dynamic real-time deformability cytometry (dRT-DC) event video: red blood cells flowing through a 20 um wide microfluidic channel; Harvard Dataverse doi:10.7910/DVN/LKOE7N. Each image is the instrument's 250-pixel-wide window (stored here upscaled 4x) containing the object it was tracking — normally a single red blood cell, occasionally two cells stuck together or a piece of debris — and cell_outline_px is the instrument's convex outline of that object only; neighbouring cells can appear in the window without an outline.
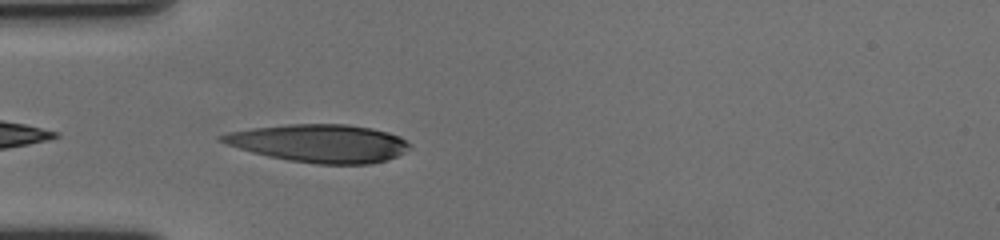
{"species": "human", "species_latin": "Homo sapiens", "temperature_condition": "cold", "stored_images_in_passage": 26, "camera_frame_rate_fps": 3000, "um_per_image_px": 0.085, "donor": {"sex": "female"}, "frame": {"image": 1, "passage_image": 2, "time_ms": 0.333, "image_size_px": [1000, 240], "cell_outline_px": [[412, 148], [396, 156], [372, 164], [316, 164], [288, 160], [268, 156], [252, 152], [228, 144], [220, 140], [216, 136], [228, 132], [252, 128], [288, 124], [348, 124], [372, 128], [388, 132], [400, 136], [412, 144]], "centroid_in_image_um": [27.18, 12.17], "position_along_channel_um": 57.8, "area_um2": 41.62}}
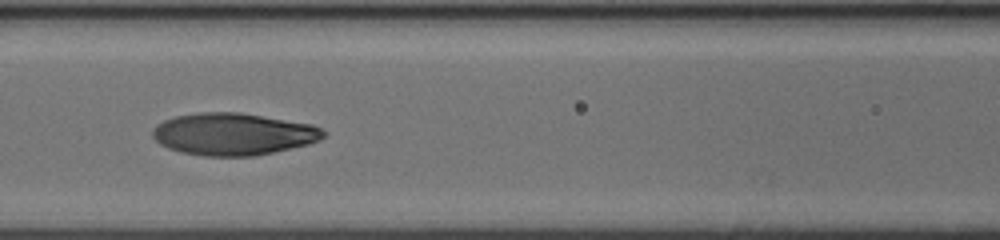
{"frame": {"image": 2, "passage_image": 10, "time_ms": 3.0, "image_size_px": [1000, 240], "cell_outline_px": [[324, 136], [320, 140], [308, 144], [256, 156], [204, 156], [180, 152], [168, 148], [160, 144], [152, 136], [152, 128], [156, 124], [164, 120], [176, 116], [200, 112], [240, 112], [312, 124], [320, 128], [324, 132]], "centroid_in_image_um": [19.8, 11.4], "position_along_channel_um": 146.8, "area_um2": 42.02}}
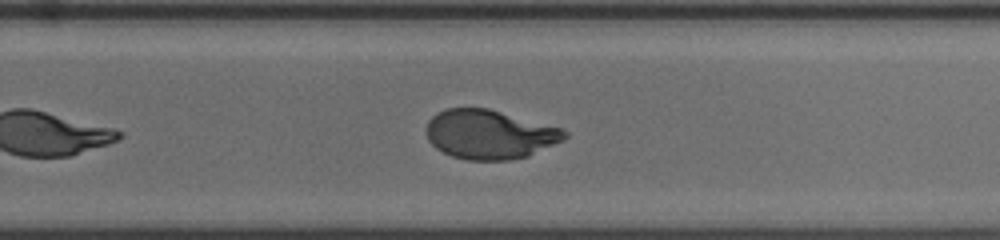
{"frame": {"image": 3, "passage_image": 22, "time_ms": 7.0, "image_size_px": [1000, 240], "cell_outline_px": [[568, 136], [564, 140], [528, 156], [508, 160], [468, 160], [452, 156], [436, 148], [428, 140], [424, 132], [424, 128], [428, 120], [436, 112], [444, 108], [488, 108], [560, 128], [568, 132]], "centroid_in_image_um": [41.56, 11.42], "position_along_channel_um": 288.2, "area_um2": 39.77}}